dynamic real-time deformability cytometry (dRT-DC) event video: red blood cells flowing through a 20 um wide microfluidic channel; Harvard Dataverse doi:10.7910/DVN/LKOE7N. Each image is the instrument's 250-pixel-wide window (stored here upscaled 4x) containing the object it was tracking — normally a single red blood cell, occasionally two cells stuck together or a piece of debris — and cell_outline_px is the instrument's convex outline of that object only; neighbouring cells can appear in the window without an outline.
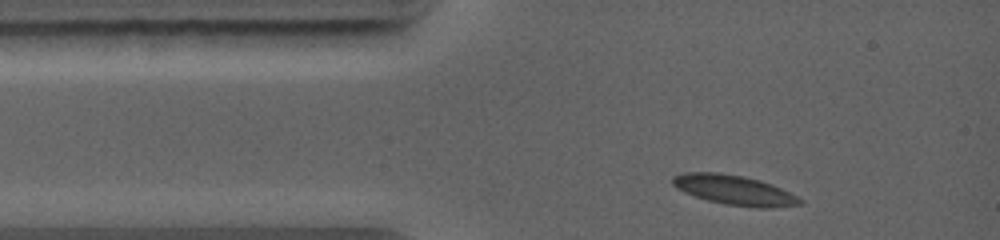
{"species": "common noctule bat (a hibernating species)", "species_latin": "Nyctalus noctula", "temperature_condition": "warm", "stored_images_in_passage": 18, "camera_frame_rate_fps": 5000, "um_per_image_px": 0.085, "animal": {"sex": "female", "body_mass_g": 19.0, "forearm_length_mm": 56.7}, "frame": {"image": 1, "passage_image": 1, "time_ms": 0.0, "image_size_px": [1000, 240], "cell_outline_px": [[804, 200], [800, 204], [772, 208], [756, 208], [724, 204], [708, 200], [684, 192], [676, 188], [672, 184], [672, 176], [684, 172], [720, 172], [744, 176], [760, 180], [772, 184]], "centroid_in_image_um": [62.39, 16.15], "position_along_channel_um": 22.6, "area_um2": 22.14}}
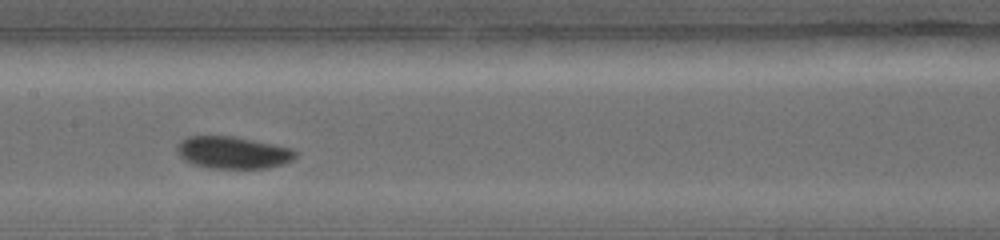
{"frame": {"image": 2, "passage_image": 6, "time_ms": 4.2, "image_size_px": [1000, 240], "cell_outline_px": [[296, 156], [292, 160], [284, 164], [268, 168], [208, 168], [192, 164], [184, 160], [180, 156], [176, 148], [176, 144], [180, 140], [188, 136], [232, 136], [292, 148], [296, 152]], "centroid_in_image_um": [19.76, 12.97], "position_along_channel_um": 187.6, "area_um2": 22.25}}
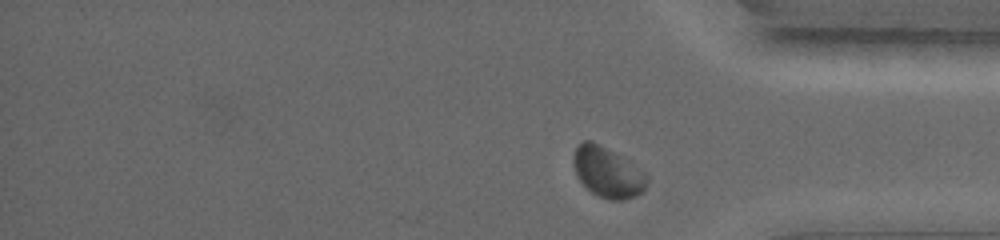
{"frame": {"image": 3, "passage_image": 18, "time_ms": 8.6, "image_size_px": [1000, 240], "cell_outline_px": [[648, 184], [644, 192], [636, 196], [624, 200], [608, 200], [592, 192], [576, 176], [572, 160], [572, 156], [576, 148], [584, 140], [592, 140], [624, 156], [648, 172]], "centroid_in_image_um": [51.71, 14.63], "position_along_channel_um": 383.5, "area_um2": 22.25}}